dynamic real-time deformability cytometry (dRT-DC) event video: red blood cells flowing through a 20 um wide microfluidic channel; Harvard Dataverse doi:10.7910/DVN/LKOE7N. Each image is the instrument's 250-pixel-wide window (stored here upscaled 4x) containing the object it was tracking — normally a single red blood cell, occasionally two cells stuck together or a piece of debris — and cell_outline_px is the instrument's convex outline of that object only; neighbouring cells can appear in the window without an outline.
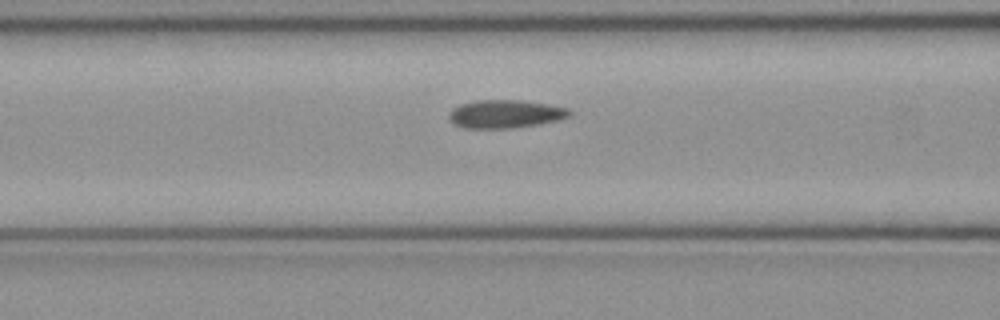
{"species": "common noctule bat (a hibernating species)", "species_latin": "Nyctalus noctula", "temperature_condition": "cold", "stored_images_in_passage": 50, "camera_frame_rate_fps": 3000, "um_per_image_px": 0.085, "animal": {"sex": "female", "body_mass_g": 21.9}, "frame": {"image": 1, "passage_image": 19, "time_ms": 6.0, "image_size_px": [1000, 320], "cell_outline_px": [[572, 116], [560, 120], [540, 124], [512, 128], [464, 128], [456, 124], [448, 116], [448, 112], [452, 108], [460, 104], [476, 100], [520, 100], [548, 104], [568, 108], [572, 112]], "centroid_in_image_um": [42.99, 9.68], "position_along_channel_um": 123.6, "area_um2": 19.94}}
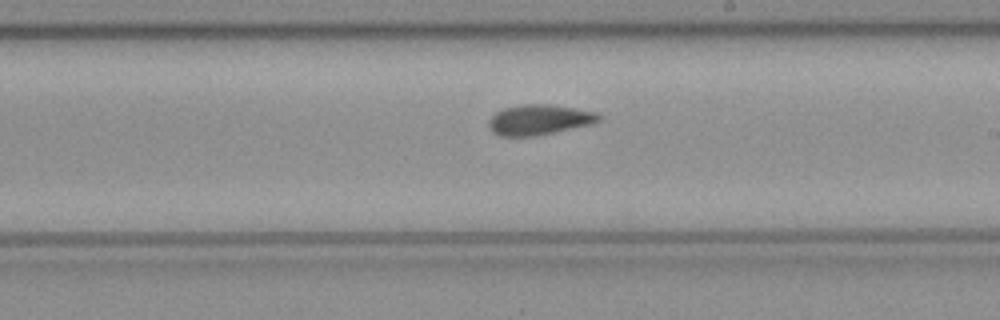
{"frame": {"image": 2, "passage_image": 28, "time_ms": 9.0, "image_size_px": [1000, 320], "cell_outline_px": [[604, 116], [600, 120], [592, 124], [536, 136], [500, 136], [492, 132], [488, 128], [488, 120], [496, 112], [504, 108], [520, 104], [548, 104], [596, 112]], "centroid_in_image_um": [45.82, 10.18], "position_along_channel_um": 243.2, "area_um2": 19.54}}
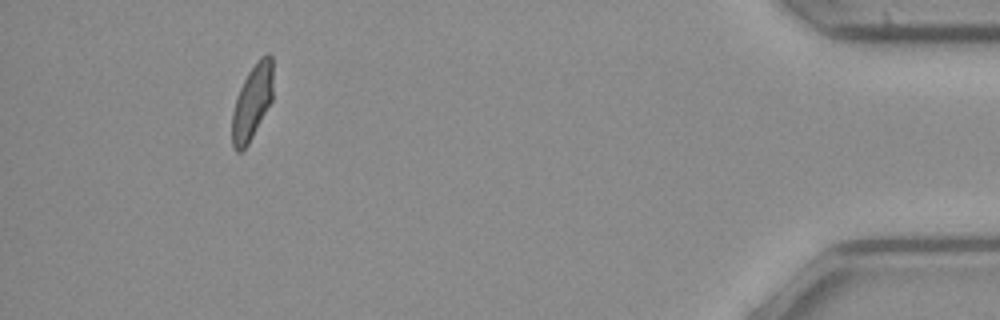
{"frame": {"image": 3, "passage_image": 46, "time_ms": 15.0, "image_size_px": [1000, 320], "cell_outline_px": [[272, 100], [248, 144], [240, 152], [236, 152], [232, 144], [232, 112], [240, 88], [248, 72], [260, 56], [268, 52], [272, 56]], "centroid_in_image_um": [21.43, 8.66], "position_along_channel_um": 413.8, "area_um2": 17.74}, "authors_computed_cell_mechanics": {"area_um2": 19.3919, "velocity_mm_per_s": 3.981, "shape_relaxation_time_tau1_ms": null, "shape_relaxation_time_tau2_ms": 3.0082, "deformation_change_tau1": null, "deformation_change_tau2": 0.0754}}